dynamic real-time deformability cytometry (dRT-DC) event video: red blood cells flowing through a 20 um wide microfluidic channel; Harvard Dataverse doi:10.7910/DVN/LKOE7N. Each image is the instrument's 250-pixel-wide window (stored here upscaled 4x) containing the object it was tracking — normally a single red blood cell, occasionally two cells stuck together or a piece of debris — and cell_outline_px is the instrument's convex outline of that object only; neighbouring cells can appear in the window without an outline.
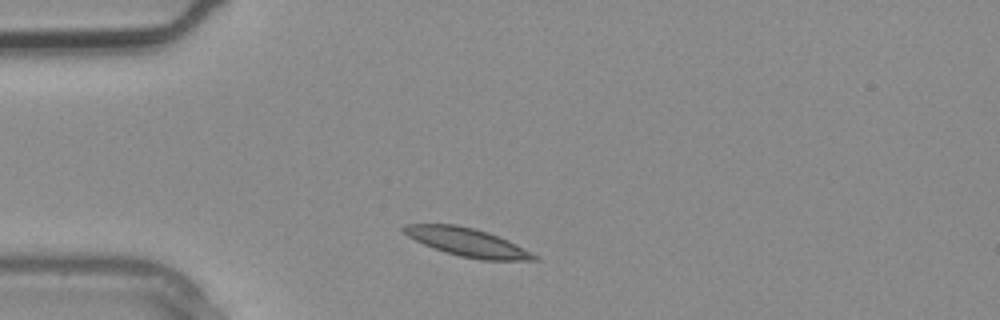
{"species": "common noctule bat (a hibernating species)", "species_latin": "Nyctalus noctula", "temperature_condition": "warm", "stored_images_in_passage": 1, "camera_frame_rate_fps": 3000, "um_per_image_px": 0.085, "animal": {"sex": "male", "body_mass_g": 20.4}, "frame": {"image": 1, "passage_image": 1, "time_ms": 0.0, "image_size_px": [1000, 320], "cell_outline_px": [[540, 260], [480, 260], [460, 256], [424, 244], [408, 236], [400, 228], [404, 224], [456, 224], [488, 232], [508, 240], [516, 244], [536, 256]], "centroid_in_image_um": [39.7, 20.58], "position_along_channel_um": 45.3, "area_um2": 21.1}}